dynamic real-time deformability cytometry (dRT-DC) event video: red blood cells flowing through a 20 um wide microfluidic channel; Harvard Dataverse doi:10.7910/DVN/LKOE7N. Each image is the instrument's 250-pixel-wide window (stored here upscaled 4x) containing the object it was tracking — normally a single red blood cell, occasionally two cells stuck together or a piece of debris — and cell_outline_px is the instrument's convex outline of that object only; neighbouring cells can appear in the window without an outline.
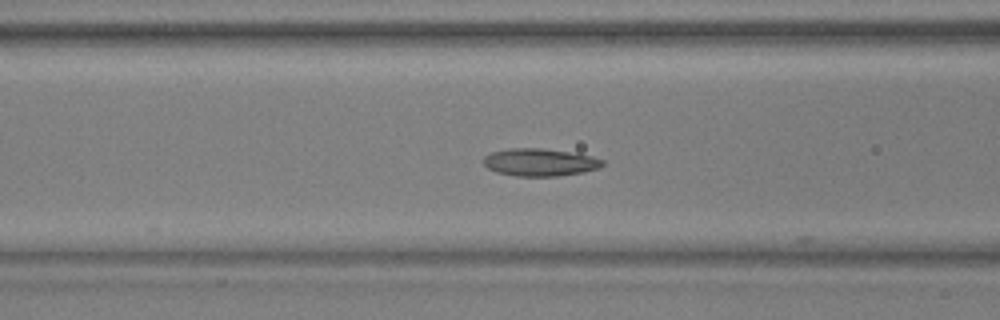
{"species": "common noctule bat (a hibernating species)", "species_latin": "Nyctalus noctula", "temperature_condition": "warm", "stored_images_in_passage": 41, "camera_frame_rate_fps": 3000, "um_per_image_px": 0.085, "animal": {"sex": "male", "body_mass_g": 17.9, "forearm_length_mm": 54.2}, "frame": {"image": 1, "passage_image": 10, "time_ms": 3.0, "image_size_px": [1000, 320], "cell_outline_px": [[604, 164], [600, 168], [584, 172], [556, 176], [516, 176], [496, 172], [488, 168], [484, 164], [484, 156], [492, 152], [508, 148], [544, 148], [592, 156], [604, 160]], "centroid_in_image_um": [45.9, 13.79], "position_along_channel_um": 120.7, "area_um2": 19.13}}
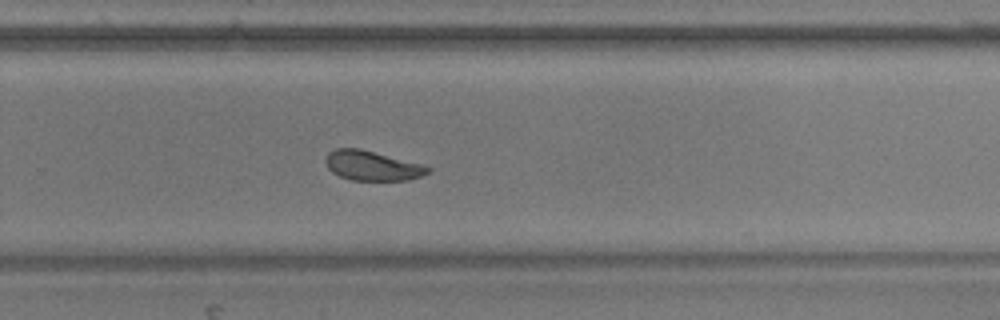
{"frame": {"image": 2, "passage_image": 24, "time_ms": 7.667, "image_size_px": [1000, 320], "cell_outline_px": [[432, 168], [428, 172], [420, 176], [408, 180], [352, 180], [340, 176], [332, 172], [328, 168], [324, 160], [328, 152], [336, 148], [360, 148], [420, 164]], "centroid_in_image_um": [31.58, 14.08], "position_along_channel_um": 298.2, "area_um2": 17.51}}
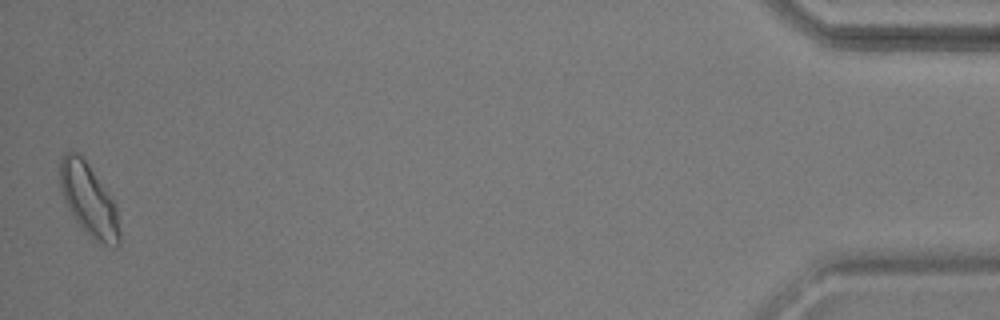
{"frame": {"image": 3, "passage_image": 41, "time_ms": 13.333, "image_size_px": [1000, 320], "cell_outline_px": [[120, 244], [116, 248], [104, 244], [96, 240], [76, 220], [68, 208], [64, 200], [60, 184], [60, 160], [64, 152], [80, 152], [116, 204], [120, 232]], "centroid_in_image_um": [7.56, 16.96], "position_along_channel_um": 427.6, "area_um2": 24.8}, "authors_computed_cell_mechanics": {"area_um2": 19.074, "velocity_mm_per_s": 3.8114, "shape_relaxation_time_tau1_ms": 4.2991, "shape_relaxation_time_tau2_ms": 2.3829, "deformation_change_tau1": 0.1084, "deformation_change_tau2": 0.0806}}